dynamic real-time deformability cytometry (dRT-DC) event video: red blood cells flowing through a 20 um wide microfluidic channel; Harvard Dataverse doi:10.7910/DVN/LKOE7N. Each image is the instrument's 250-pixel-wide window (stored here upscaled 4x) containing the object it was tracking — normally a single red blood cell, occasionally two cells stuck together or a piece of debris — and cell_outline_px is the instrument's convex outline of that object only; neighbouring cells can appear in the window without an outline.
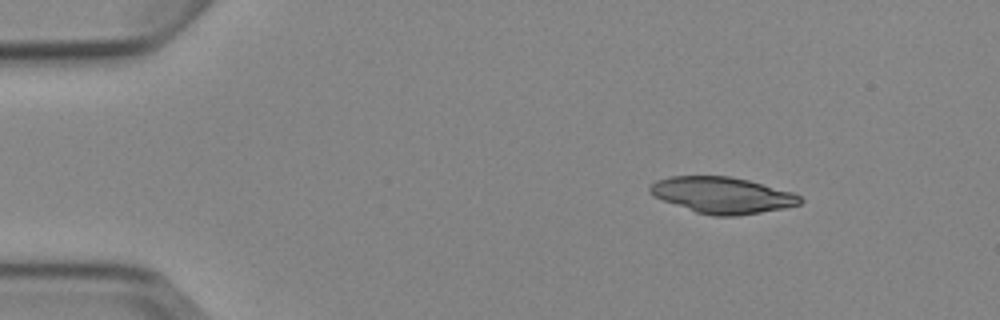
{"species": "Egyptian fruit bat (a non-hibernating species)", "species_latin": "Rousettus aegyptiacus", "temperature_condition": "cold", "stored_images_in_passage": 3, "camera_frame_rate_fps": 3000, "um_per_image_px": 0.085, "animal": {"sex": "female"}, "frame": {"image": 1, "passage_image": 1, "time_ms": 0.0, "image_size_px": [1000, 320], "cell_outline_px": [[804, 200], [800, 204], [784, 208], [736, 216], [712, 216], [696, 212], [652, 196], [648, 192], [648, 188], [656, 180], [668, 176], [728, 176], [748, 180], [792, 192], [800, 196]], "centroid_in_image_um": [61.37, 16.59], "position_along_channel_um": 23.6, "area_um2": 31.67}}